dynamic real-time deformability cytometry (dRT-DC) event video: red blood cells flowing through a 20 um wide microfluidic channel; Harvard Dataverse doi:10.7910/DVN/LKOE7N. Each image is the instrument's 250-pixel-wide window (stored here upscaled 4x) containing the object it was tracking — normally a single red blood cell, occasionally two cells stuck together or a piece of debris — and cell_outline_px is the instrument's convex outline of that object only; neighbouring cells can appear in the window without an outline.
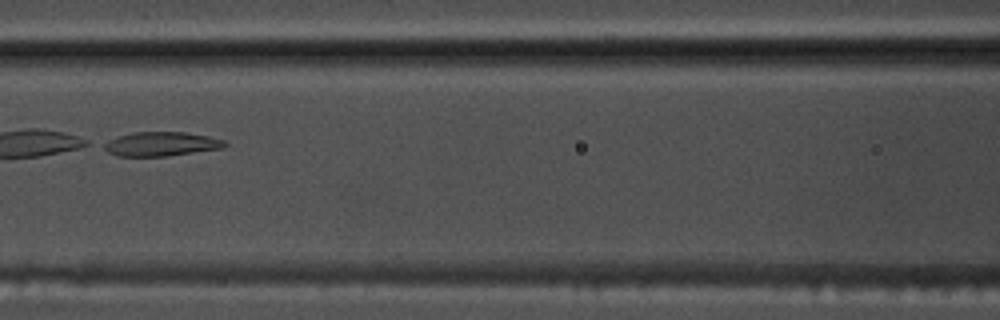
{"species": "common noctule bat (a hibernating species)", "species_latin": "Nyctalus noctula", "temperature_condition": "warm", "stored_images_in_passage": 40, "camera_frame_rate_fps": 3000, "um_per_image_px": 0.085, "animal": {"sex": "male", "body_mass_g": 17.5, "forearm_length_mm": 52.3}, "frame": {"image": 1, "passage_image": 12, "time_ms": 3.667, "image_size_px": [1000, 320], "cell_outline_px": [[228, 144], [224, 148], [164, 156], [116, 156], [108, 152], [96, 144], [132, 132], [184, 132], [208, 136], [224, 140]], "centroid_in_image_um": [13.63, 12.24], "position_along_channel_um": 153.0, "area_um2": 17.17}}